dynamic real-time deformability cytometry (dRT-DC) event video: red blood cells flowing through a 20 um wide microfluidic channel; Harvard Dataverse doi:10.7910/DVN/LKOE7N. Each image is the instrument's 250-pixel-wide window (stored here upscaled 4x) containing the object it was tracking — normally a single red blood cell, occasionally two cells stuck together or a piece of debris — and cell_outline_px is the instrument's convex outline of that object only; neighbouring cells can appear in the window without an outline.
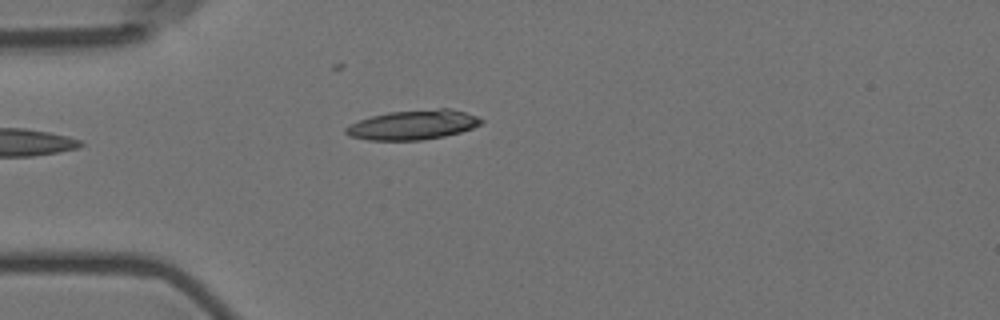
{"species": "Egyptian fruit bat (a non-hibernating species)", "species_latin": "Rousettus aegyptiacus", "temperature_condition": "room temperature", "stored_images_in_passage": 1, "camera_frame_rate_fps": 3000, "um_per_image_px": 0.085, "animal": {"sex": "female"}, "frame": {"image": 1, "passage_image": 1, "time_ms": 0.0, "image_size_px": [1000, 320], "cell_outline_px": [[484, 120], [480, 124], [472, 128], [460, 132], [444, 136], [420, 140], [368, 140], [348, 136], [344, 132], [344, 128], [348, 124], [372, 116], [388, 112], [440, 108], [448, 108], [464, 112], [476, 116]], "centroid_in_image_um": [35.07, 10.61], "position_along_channel_um": 49.9, "area_um2": 23.29}}